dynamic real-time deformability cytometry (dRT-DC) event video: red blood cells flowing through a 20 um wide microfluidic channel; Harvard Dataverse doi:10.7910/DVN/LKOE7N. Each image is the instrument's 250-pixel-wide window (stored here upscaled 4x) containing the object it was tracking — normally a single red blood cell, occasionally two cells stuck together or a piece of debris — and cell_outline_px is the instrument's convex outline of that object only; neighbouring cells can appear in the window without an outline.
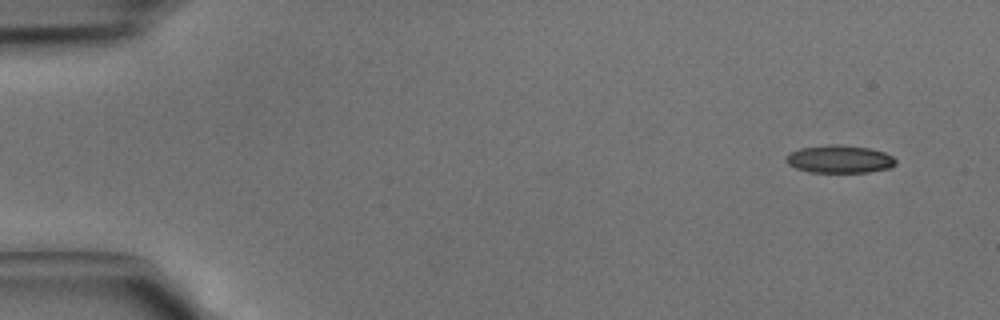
{"species": "common noctule bat (a hibernating species)", "species_latin": "Nyctalus noctula", "temperature_condition": "cold", "stored_images_in_passage": 4, "camera_frame_rate_fps": 3000, "um_per_image_px": 0.085, "animal": {"sex": "male", "body_mass_g": 15.6}, "frame": {"image": 1, "passage_image": 1, "time_ms": 0.0, "image_size_px": [1000, 320], "cell_outline_px": [[896, 164], [888, 168], [868, 172], [812, 172], [796, 168], [788, 164], [784, 160], [788, 152], [800, 148], [832, 144], [840, 144], [868, 148], [884, 152], [892, 156], [896, 160]], "centroid_in_image_um": [71.33, 13.52], "position_along_channel_um": 13.7, "area_um2": 17.74}}
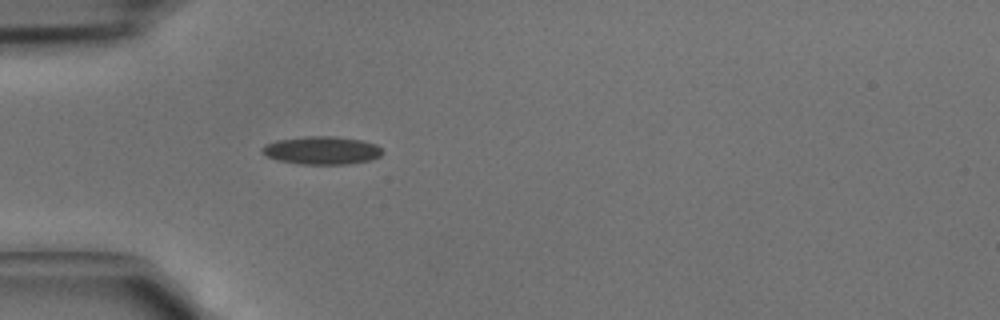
{"frame": {"image": 2, "passage_image": 4, "time_ms": 1.0, "image_size_px": [1000, 320], "cell_outline_px": [[384, 152], [380, 156], [372, 160], [352, 164], [300, 164], [280, 160], [268, 156], [260, 152], [260, 148], [264, 144], [276, 140], [308, 136], [336, 136], [364, 140], [376, 144]], "centroid_in_image_um": [27.38, 12.77], "position_along_channel_um": 57.6, "area_um2": 19.88}}